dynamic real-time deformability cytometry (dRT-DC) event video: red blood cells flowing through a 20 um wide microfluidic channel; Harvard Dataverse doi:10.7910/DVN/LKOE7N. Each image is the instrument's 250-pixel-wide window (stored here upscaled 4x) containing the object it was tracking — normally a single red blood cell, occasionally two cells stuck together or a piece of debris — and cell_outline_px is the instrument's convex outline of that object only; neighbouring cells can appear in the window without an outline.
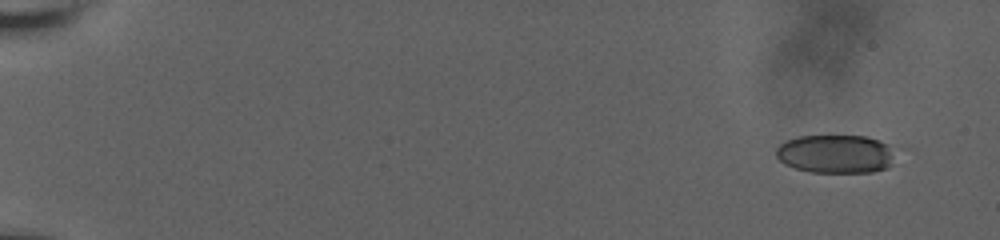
{"species": "human", "species_latin": "Homo sapiens", "temperature_condition": "room temperature", "stored_images_in_passage": 57, "camera_frame_rate_fps": 3000, "um_per_image_px": 0.085, "donor": {"sex": "male"}, "frame": {"image": 1, "passage_image": 1, "time_ms": 0.0, "image_size_px": [1000, 240], "cell_outline_px": [[896, 148], [892, 164], [888, 168], [872, 172], [812, 172], [796, 168], [784, 164], [776, 156], [776, 148], [780, 144], [796, 136], [868, 136], [880, 140]], "centroid_in_image_um": [71.09, 13.08], "position_along_channel_um": 13.9, "area_um2": 27.05}}
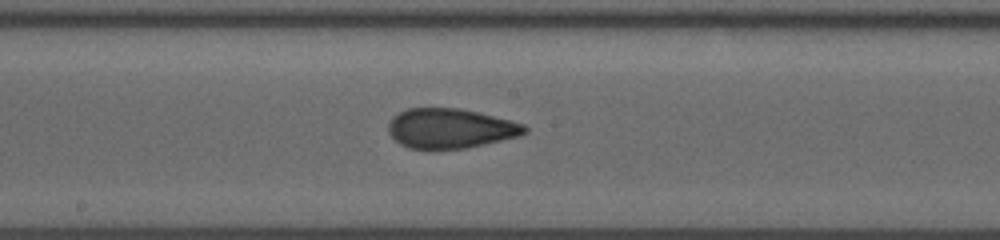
{"frame": {"image": 2, "passage_image": 32, "time_ms": 10.333, "image_size_px": [1000, 240], "cell_outline_px": [[528, 132], [520, 136], [464, 148], [436, 152], [408, 148], [400, 144], [388, 132], [388, 124], [392, 116], [408, 108], [456, 108], [480, 112], [524, 124], [528, 128]], "centroid_in_image_um": [38.25, 10.94], "position_along_channel_um": 209.9, "area_um2": 32.19}}
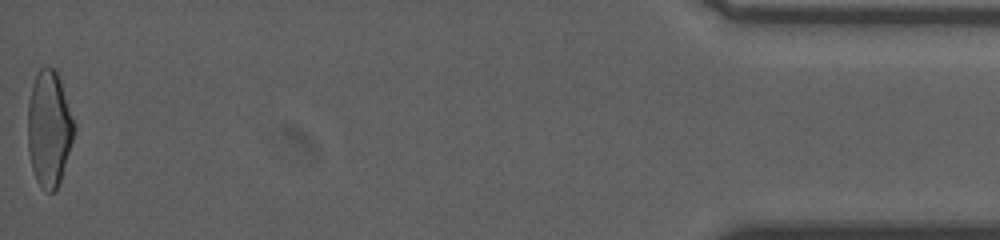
{"frame": {"image": 3, "passage_image": 57, "time_ms": 18.667, "image_size_px": [1000, 240], "cell_outline_px": [[72, 140], [60, 180], [56, 188], [52, 192], [44, 192], [40, 188], [36, 180], [32, 168], [28, 152], [28, 100], [32, 84], [36, 72], [40, 68], [56, 68], [60, 80], [72, 120]], "centroid_in_image_um": [4.11, 10.94], "position_along_channel_um": 431.1, "area_um2": 30.63}, "authors_computed_cell_mechanics": {"area_um2": 30.9808, "velocity_mm_per_s": 3.6786, "shape_relaxation_time_tau1_ms": null, "shape_relaxation_time_tau2_ms": 1.3689, "deformation_change_tau1": null, "deformation_change_tau2": 0.0761}}